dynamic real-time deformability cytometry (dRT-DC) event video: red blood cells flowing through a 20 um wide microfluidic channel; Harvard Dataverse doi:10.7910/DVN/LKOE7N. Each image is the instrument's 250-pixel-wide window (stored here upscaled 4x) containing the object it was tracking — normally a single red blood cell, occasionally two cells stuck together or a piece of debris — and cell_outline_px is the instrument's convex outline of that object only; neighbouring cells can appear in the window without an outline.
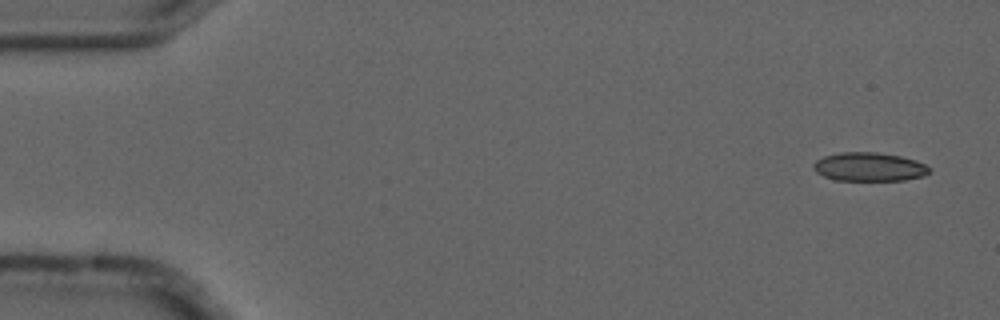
{"species": "common noctule bat (a hibernating species)", "species_latin": "Nyctalus noctula", "temperature_condition": "cold", "stored_images_in_passage": 6, "camera_frame_rate_fps": 3000, "um_per_image_px": 0.085, "animal": {"sex": "male", "forearm_length_mm": 52.5}, "frame": {"image": 1, "passage_image": 1, "time_ms": 0.0, "image_size_px": [1000, 320], "cell_outline_px": [[932, 172], [924, 176], [904, 180], [836, 180], [824, 176], [816, 172], [812, 168], [812, 164], [816, 160], [824, 156], [840, 152], [876, 152], [900, 156], [916, 160], [932, 168]], "centroid_in_image_um": [73.9, 14.18], "position_along_channel_um": 11.1, "area_um2": 19.54}}
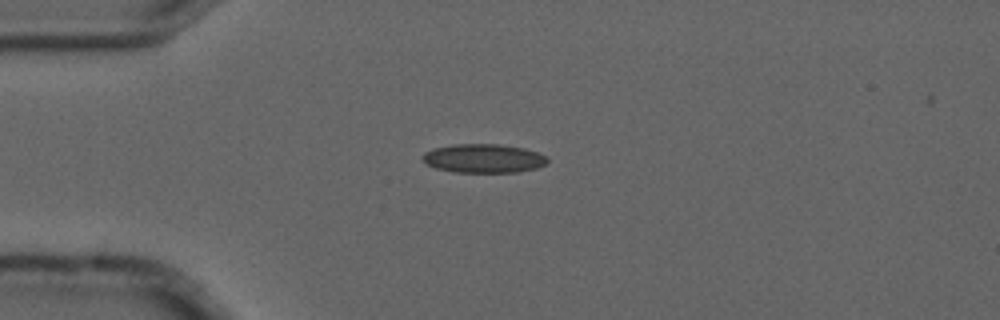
{"frame": {"image": 2, "passage_image": 4, "time_ms": 1.0, "image_size_px": [1000, 320], "cell_outline_px": [[548, 160], [544, 164], [536, 168], [516, 172], [456, 172], [436, 168], [428, 164], [424, 160], [424, 152], [432, 148], [452, 144], [500, 144], [524, 148], [536, 152], [544, 156]], "centroid_in_image_um": [41.08, 13.45], "position_along_channel_um": 43.9, "area_um2": 20.75}}
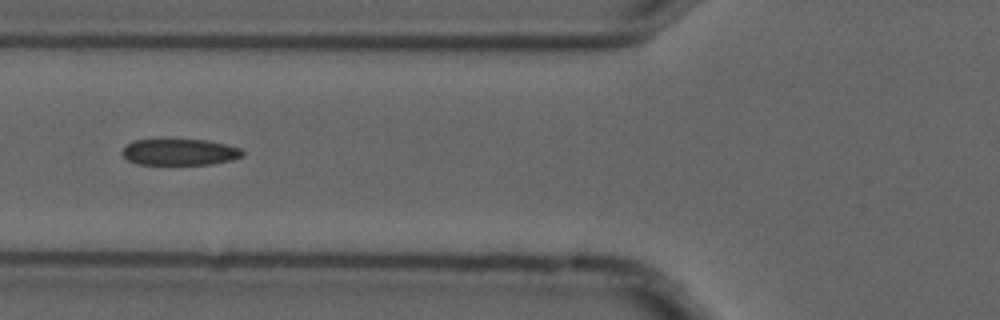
{"frame": {"image": 3, "passage_image": 6, "time_ms": 1.667, "image_size_px": [1000, 320], "cell_outline_px": [[244, 152], [240, 156], [232, 160], [212, 164], [140, 164], [128, 160], [120, 152], [132, 140], [204, 140], [224, 144], [240, 148]], "centroid_in_image_um": [15.26, 12.93], "position_along_channel_um": 110.5, "area_um2": 18.15}}